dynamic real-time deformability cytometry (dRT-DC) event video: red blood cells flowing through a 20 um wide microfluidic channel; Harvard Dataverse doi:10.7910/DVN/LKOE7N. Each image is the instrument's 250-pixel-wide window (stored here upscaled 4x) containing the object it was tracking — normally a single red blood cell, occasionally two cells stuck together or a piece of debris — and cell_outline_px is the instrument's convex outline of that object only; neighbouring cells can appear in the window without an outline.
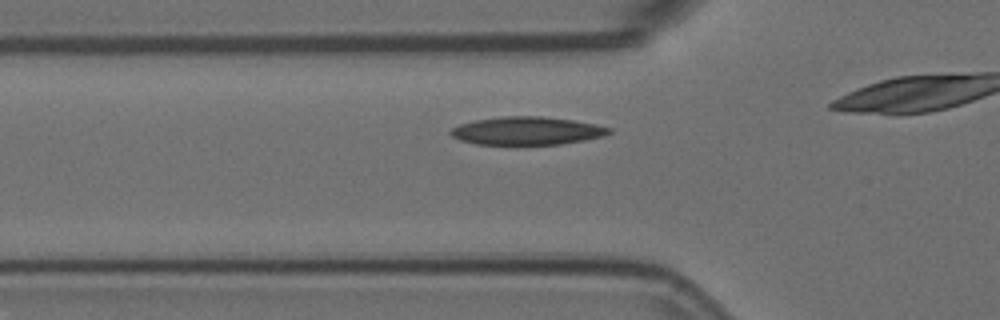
{"species": "Egyptian fruit bat (a non-hibernating species)", "species_latin": "Rousettus aegyptiacus", "temperature_condition": "room temperature", "stored_images_in_passage": 12, "camera_frame_rate_fps": 3000, "um_per_image_px": 0.085, "animal": {"sex": "female"}, "frame": {"image": 1, "passage_image": 6, "time_ms": 1.667, "image_size_px": [1000, 320], "cell_outline_px": [[612, 132], [604, 136], [584, 140], [560, 144], [476, 144], [460, 140], [452, 136], [448, 132], [452, 128], [460, 124], [476, 120], [500, 116], [544, 116], [572, 120], [596, 124], [612, 128]], "centroid_in_image_um": [44.8, 11.11], "position_along_channel_um": 81.0, "area_um2": 25.89}}
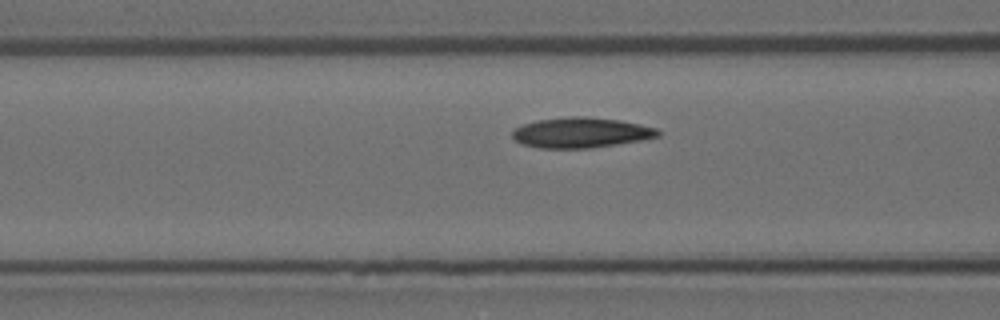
{"frame": {"image": 2, "passage_image": 9, "time_ms": 2.667, "image_size_px": [1000, 320], "cell_outline_px": [[660, 136], [640, 140], [592, 148], [540, 148], [520, 144], [512, 136], [512, 128], [536, 120], [564, 116], [584, 116], [620, 120], [640, 124], [656, 128], [660, 132]], "centroid_in_image_um": [49.34, 11.26], "position_along_channel_um": 117.3, "area_um2": 25.89}}